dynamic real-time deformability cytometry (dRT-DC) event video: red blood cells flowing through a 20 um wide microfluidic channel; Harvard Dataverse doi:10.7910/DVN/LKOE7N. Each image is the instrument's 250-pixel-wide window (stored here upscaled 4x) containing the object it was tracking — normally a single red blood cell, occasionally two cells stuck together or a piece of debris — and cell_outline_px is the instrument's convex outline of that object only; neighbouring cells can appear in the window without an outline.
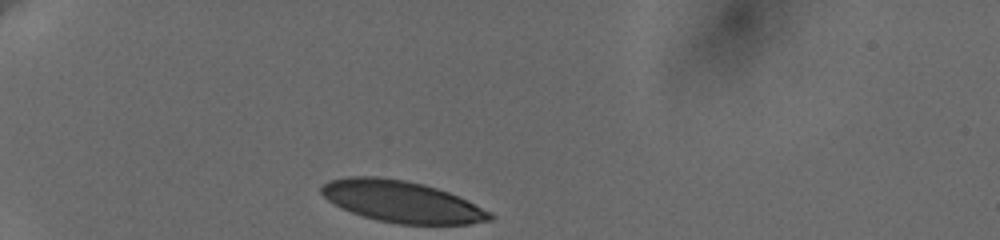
{"species": "human", "species_latin": "Homo sapiens", "temperature_condition": "cold", "stored_images_in_passage": 34, "camera_frame_rate_fps": 3000, "um_per_image_px": 0.085, "donor": {"sex": "female"}, "frame": {"image": 1, "passage_image": 1, "time_ms": 0.0, "image_size_px": [1000, 240], "cell_outline_px": [[496, 216], [492, 220], [468, 224], [400, 224], [376, 220], [340, 208], [328, 200], [320, 192], [320, 188], [324, 184], [332, 180], [348, 176], [376, 176], [404, 180], [424, 184], [448, 192], [492, 212]], "centroid_in_image_um": [34.15, 17.14], "position_along_channel_um": 50.8, "area_um2": 40.63}}
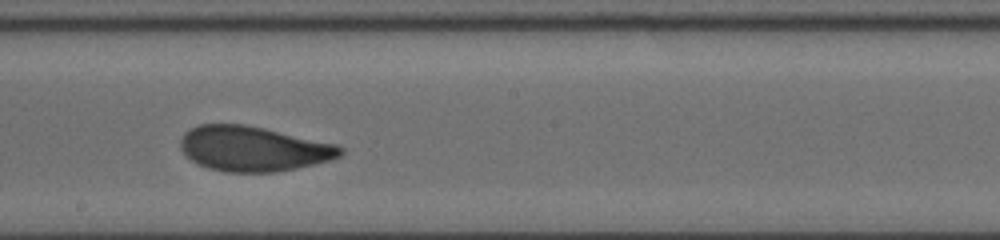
{"frame": {"image": 2, "passage_image": 19, "time_ms": 6.0, "image_size_px": [1000, 240], "cell_outline_px": [[344, 152], [340, 156], [332, 160], [296, 168], [276, 172], [224, 172], [208, 168], [196, 164], [180, 148], [180, 140], [184, 132], [200, 124], [244, 124], [264, 128], [336, 144], [344, 148]], "centroid_in_image_um": [21.53, 12.65], "position_along_channel_um": 226.7, "area_um2": 41.96}}
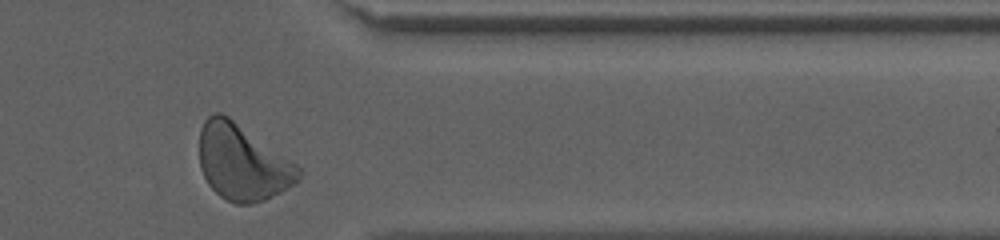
{"frame": {"image": 3, "passage_image": 33, "time_ms": 10.667, "image_size_px": [1000, 240], "cell_outline_px": [[304, 172], [300, 180], [296, 184], [264, 200], [252, 204], [236, 204], [220, 196], [208, 184], [200, 168], [200, 128], [204, 120], [208, 116], [216, 112], [220, 112], [228, 116], [296, 164]], "centroid_in_image_um": [20.61, 13.82], "position_along_channel_um": 390.8, "area_um2": 43.7}, "authors_computed_cell_mechanics": {"area_um2": 41.9339, "velocity_mm_per_s": 3.6133, "shape_relaxation_time_tau1_ms": 4.5121, "shape_relaxation_time_tau2_ms": 1.1287, "deformation_change_tau1": 0.1506, "deformation_change_tau2": 0.0653}}